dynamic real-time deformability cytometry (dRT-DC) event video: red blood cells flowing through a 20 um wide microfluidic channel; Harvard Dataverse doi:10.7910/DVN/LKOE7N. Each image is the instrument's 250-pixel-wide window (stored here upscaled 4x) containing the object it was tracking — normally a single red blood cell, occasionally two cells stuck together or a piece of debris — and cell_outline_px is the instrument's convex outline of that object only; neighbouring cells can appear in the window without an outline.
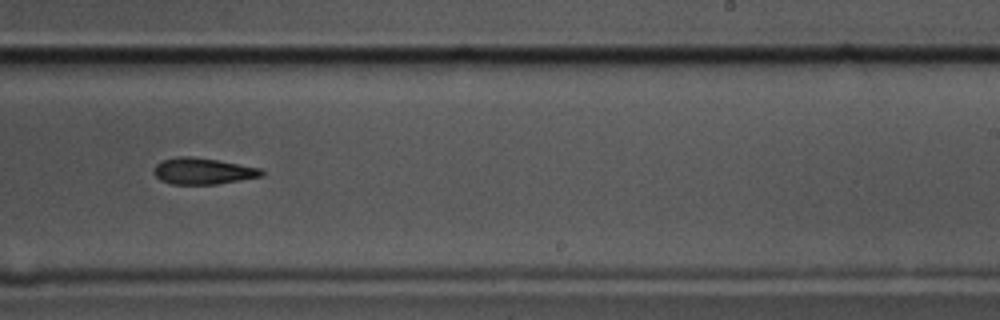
{"species": "common noctule bat (a hibernating species)", "species_latin": "Nyctalus noctula", "temperature_condition": "cold", "stored_images_in_passage": 12, "camera_frame_rate_fps": 3000, "um_per_image_px": 0.085, "animal": {"sex": "male", "body_mass_g": 17.5, "forearm_length_mm": 52.3}, "frame": {"image": 1, "passage_image": 7, "time_ms": 2.0, "image_size_px": [1000, 320], "cell_outline_px": [[264, 176], [216, 184], [172, 184], [160, 180], [152, 172], [152, 168], [156, 164], [164, 160], [176, 156], [192, 156], [216, 160], [260, 168], [264, 172]], "centroid_in_image_um": [17.21, 14.54], "position_along_channel_um": 271.8, "area_um2": 16.53}}
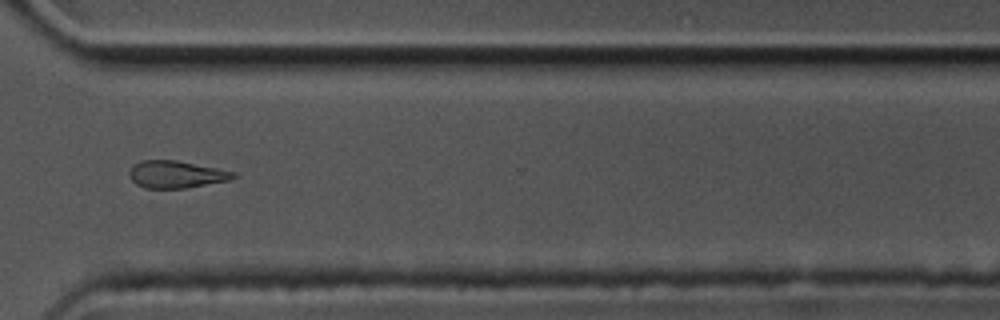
{"frame": {"image": 2, "passage_image": 9, "time_ms": 2.667, "image_size_px": [1000, 320], "cell_outline_px": [[236, 176], [232, 180], [184, 188], [144, 188], [136, 184], [132, 180], [128, 172], [140, 160], [176, 160], [236, 172]], "centroid_in_image_um": [14.99, 14.83], "position_along_channel_um": 355.6, "area_um2": 16.42}}
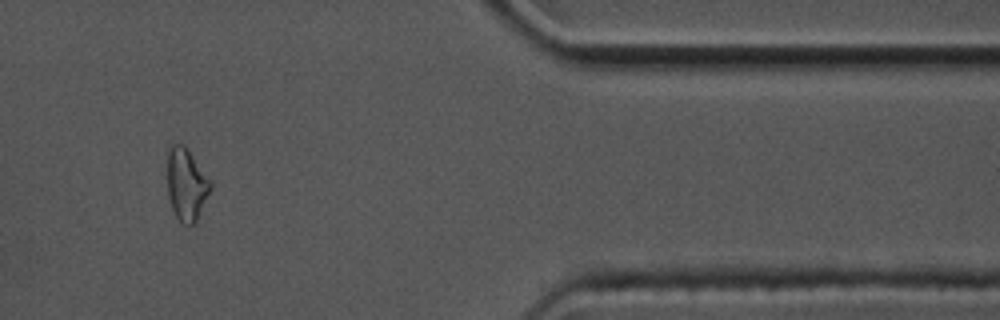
{"frame": {"image": 3, "passage_image": 10, "time_ms": 3.0, "image_size_px": [1000, 320], "cell_outline_px": [[212, 188], [196, 220], [192, 224], [180, 224], [172, 208], [168, 196], [168, 144], [176, 140], [184, 144], [212, 180]], "centroid_in_image_um": [15.84, 15.6], "position_along_channel_um": 395.6, "area_um2": 18.55}}